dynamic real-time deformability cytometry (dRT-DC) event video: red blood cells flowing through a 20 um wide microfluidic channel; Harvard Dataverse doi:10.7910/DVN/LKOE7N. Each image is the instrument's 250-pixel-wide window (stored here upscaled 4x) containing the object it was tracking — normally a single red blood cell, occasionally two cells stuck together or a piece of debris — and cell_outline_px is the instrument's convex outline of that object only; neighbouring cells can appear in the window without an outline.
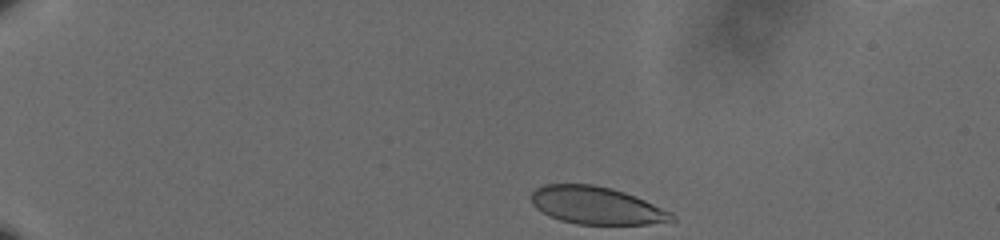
{"species": "human", "species_latin": "Homo sapiens", "temperature_condition": "cold", "stored_images_in_passage": 44, "camera_frame_rate_fps": 3000, "um_per_image_px": 0.085, "donor": {"sex": "male"}, "frame": {"image": 1, "passage_image": 1, "time_ms": 0.0, "image_size_px": [1000, 240], "cell_outline_px": [[676, 220], [648, 224], [576, 224], [560, 220], [548, 216], [536, 208], [532, 204], [532, 192], [536, 188], [544, 184], [592, 184], [612, 188], [624, 192], [644, 200], [672, 212], [676, 216]], "centroid_in_image_um": [50.68, 17.47], "position_along_channel_um": 34.3, "area_um2": 30.75}}
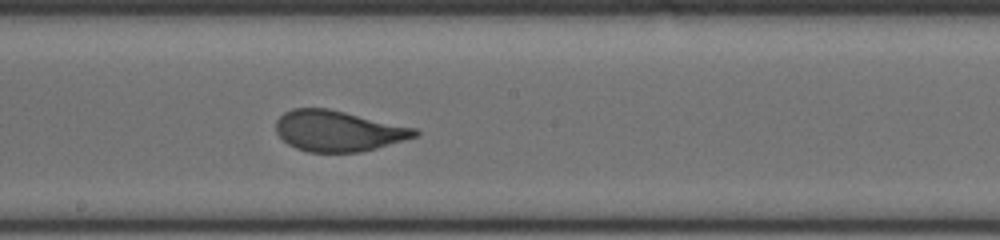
{"frame": {"image": 2, "passage_image": 24, "time_ms": 7.667, "image_size_px": [1000, 240], "cell_outline_px": [[420, 136], [376, 148], [360, 152], [308, 152], [296, 148], [288, 144], [276, 132], [276, 120], [284, 112], [292, 108], [328, 108], [416, 128], [420, 132]], "centroid_in_image_um": [28.76, 11.13], "position_along_channel_um": 219.4, "area_um2": 33.06}}
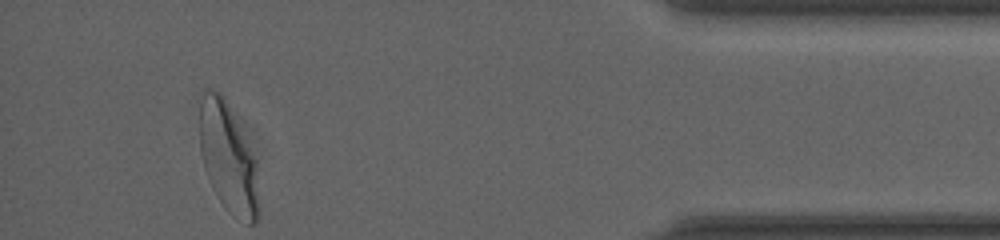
{"frame": {"image": 3, "passage_image": 44, "time_ms": 14.333, "image_size_px": [1000, 240], "cell_outline_px": [[260, 212], [256, 224], [248, 224], [224, 208], [212, 188], [208, 180], [204, 168], [200, 152], [200, 104], [204, 88], [208, 88], [220, 92], [224, 96], [252, 156]], "centroid_in_image_um": [19.33, 13.45], "position_along_channel_um": 415.9, "area_um2": 36.88}, "authors_computed_cell_mechanics": {"area_um2": 33.6396, "velocity_mm_per_s": 3.6019, "shape_relaxation_time_tau1_ms": 4.6017, "shape_relaxation_time_tau2_ms": null, "deformation_change_tau1": 0.1736, "deformation_change_tau2": null}}